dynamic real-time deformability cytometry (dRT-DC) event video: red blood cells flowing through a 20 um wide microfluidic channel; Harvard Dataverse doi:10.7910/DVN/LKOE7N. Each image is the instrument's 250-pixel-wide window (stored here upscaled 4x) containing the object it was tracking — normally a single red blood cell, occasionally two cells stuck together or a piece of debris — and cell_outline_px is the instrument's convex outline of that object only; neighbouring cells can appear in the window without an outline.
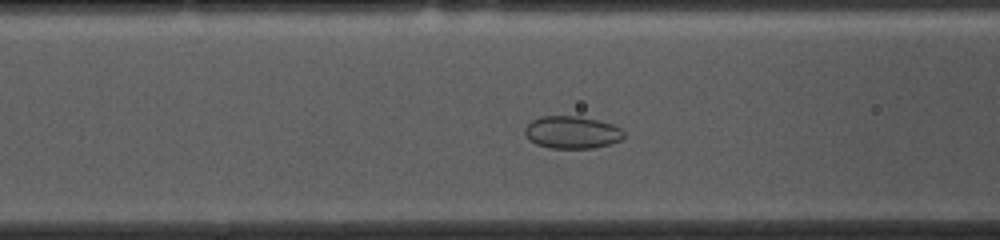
{"species": "common noctule bat (a hibernating species)", "species_latin": "Nyctalus noctula", "temperature_condition": "cold", "stored_images_in_passage": 52, "camera_frame_rate_fps": 3000, "um_per_image_px": 0.085, "animal": {"sex": "female", "body_mass_g": 10.0, "forearm_length_mm": 53.1}, "frame": {"image": 1, "passage_image": 18, "time_ms": 5.667, "image_size_px": [1000, 240], "cell_outline_px": [[624, 136], [620, 140], [608, 144], [592, 148], [552, 148], [536, 144], [524, 132], [524, 128], [532, 120], [540, 116], [580, 116], [612, 124], [620, 128], [624, 132]], "centroid_in_image_um": [48.62, 11.24], "position_along_channel_um": 118.0, "area_um2": 18.5}}
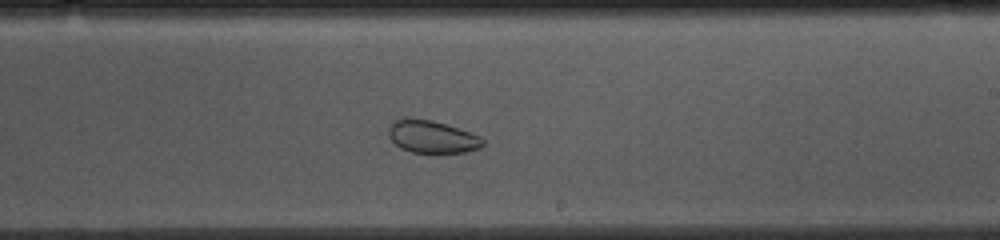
{"frame": {"image": 2, "passage_image": 29, "time_ms": 9.333, "image_size_px": [1000, 240], "cell_outline_px": [[484, 144], [480, 148], [464, 152], [412, 152], [400, 148], [388, 136], [388, 128], [396, 120], [404, 116], [408, 116], [432, 120], [480, 136], [484, 140]], "centroid_in_image_um": [36.68, 11.6], "position_along_channel_um": 252.3, "area_um2": 17.8}}
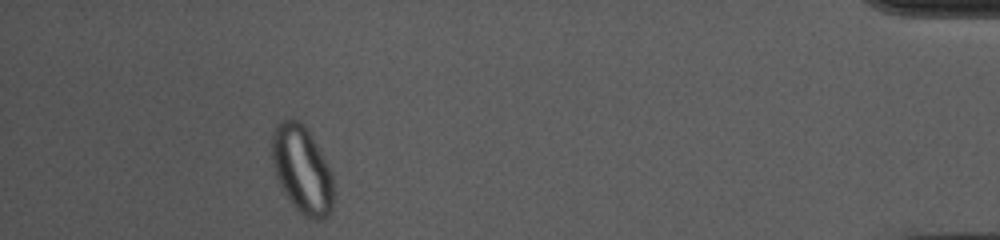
{"frame": {"image": 3, "passage_image": 47, "time_ms": 15.333, "image_size_px": [1000, 240], "cell_outline_px": [[332, 212], [328, 216], [320, 220], [312, 220], [304, 216], [292, 204], [284, 192], [280, 184], [272, 160], [272, 132], [276, 124], [280, 120], [292, 116], [300, 120], [304, 124], [332, 172]], "centroid_in_image_um": [25.66, 14.39], "position_along_channel_um": 409.5, "area_um2": 31.39}}